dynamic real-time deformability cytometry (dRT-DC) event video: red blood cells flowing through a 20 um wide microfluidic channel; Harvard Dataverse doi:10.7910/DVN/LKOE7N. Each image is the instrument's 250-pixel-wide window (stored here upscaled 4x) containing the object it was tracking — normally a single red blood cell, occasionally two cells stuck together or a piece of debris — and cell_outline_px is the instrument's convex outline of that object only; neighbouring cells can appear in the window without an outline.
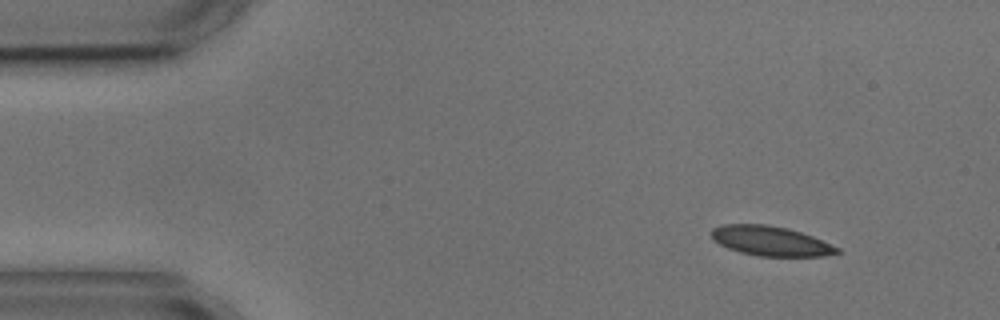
{"species": "common noctule bat (a hibernating species)", "species_latin": "Nyctalus noctula", "temperature_condition": "cold", "stored_images_in_passage": 8, "camera_frame_rate_fps": 3000, "um_per_image_px": 0.085, "animal": {"sex": "male", "body_mass_g": 17.9, "forearm_length_mm": 54.2}, "frame": {"image": 1, "passage_image": 1, "time_ms": 0.0, "image_size_px": [1000, 320], "cell_outline_px": [[840, 252], [824, 256], [756, 256], [740, 252], [728, 248], [712, 240], [712, 228], [724, 224], [764, 224], [788, 228], [812, 236], [840, 248]], "centroid_in_image_um": [65.49, 20.48], "position_along_channel_um": 19.5, "area_um2": 21.68}}
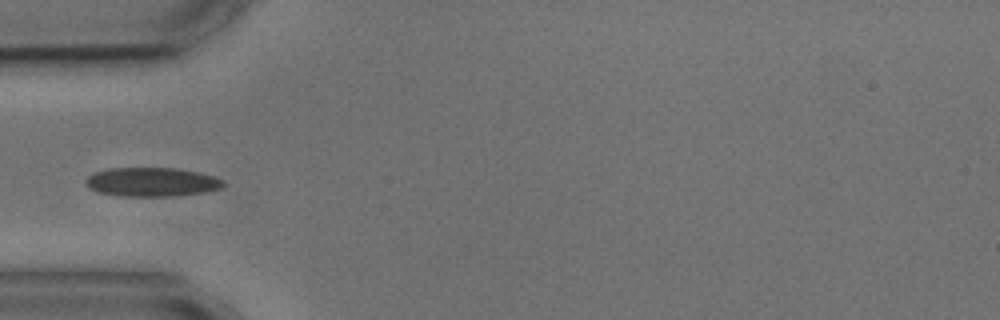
{"frame": {"image": 2, "passage_image": 4, "time_ms": 3.667, "image_size_px": [1000, 320], "cell_outline_px": [[224, 184], [220, 188], [208, 192], [180, 196], [120, 196], [96, 192], [84, 180], [92, 172], [108, 168], [176, 168], [196, 172], [212, 176], [224, 180]], "centroid_in_image_um": [12.9, 15.47], "position_along_channel_um": 72.1, "area_um2": 23.35}}